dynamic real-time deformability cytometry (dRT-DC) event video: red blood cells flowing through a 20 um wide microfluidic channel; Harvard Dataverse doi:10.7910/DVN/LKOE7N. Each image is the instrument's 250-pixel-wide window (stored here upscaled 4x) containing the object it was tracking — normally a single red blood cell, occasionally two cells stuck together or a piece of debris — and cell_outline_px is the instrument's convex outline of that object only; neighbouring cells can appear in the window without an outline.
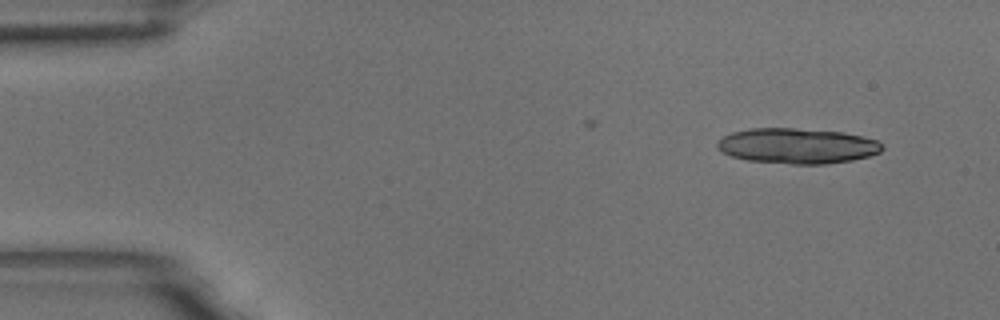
{"species": "common noctule bat (a hibernating species)", "species_latin": "Nyctalus noctula", "temperature_condition": "room temperature", "stored_images_in_passage": 7, "camera_frame_rate_fps": 3000, "um_per_image_px": 0.085, "animal": {"sex": "male", "body_mass_g": 18.8}, "frame": {"image": 1, "passage_image": 1, "time_ms": 0.0, "image_size_px": [1000, 320], "cell_outline_px": [[884, 148], [880, 152], [868, 156], [852, 160], [824, 164], [792, 164], [748, 160], [732, 156], [720, 152], [716, 148], [716, 144], [724, 136], [732, 132], [752, 128], [796, 128], [844, 132], [864, 136], [876, 140], [884, 144]], "centroid_in_image_um": [67.78, 12.39], "position_along_channel_um": 17.2, "area_um2": 34.16}}
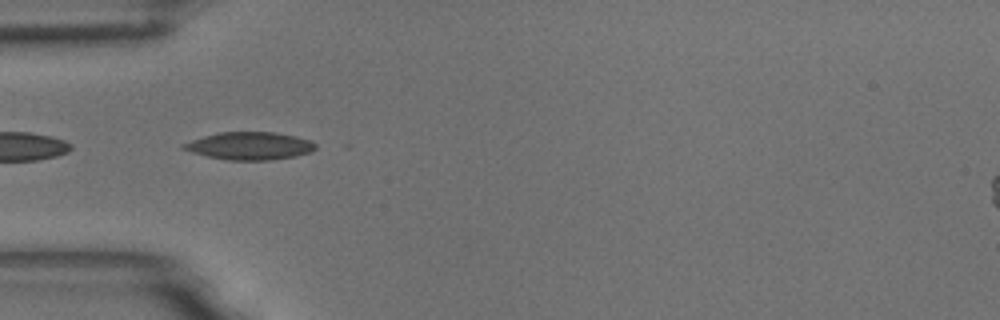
{"frame": {"image": 2, "passage_image": 4, "time_ms": 1.0, "image_size_px": [1000, 320], "cell_outline_px": [[316, 148], [312, 152], [296, 156], [272, 160], [228, 160], [208, 156], [192, 152], [180, 148], [180, 144], [204, 136], [220, 132], [276, 132], [296, 136], [312, 140], [316, 144]], "centroid_in_image_um": [21.25, 12.4], "position_along_channel_um": 63.7, "area_um2": 21.44}}